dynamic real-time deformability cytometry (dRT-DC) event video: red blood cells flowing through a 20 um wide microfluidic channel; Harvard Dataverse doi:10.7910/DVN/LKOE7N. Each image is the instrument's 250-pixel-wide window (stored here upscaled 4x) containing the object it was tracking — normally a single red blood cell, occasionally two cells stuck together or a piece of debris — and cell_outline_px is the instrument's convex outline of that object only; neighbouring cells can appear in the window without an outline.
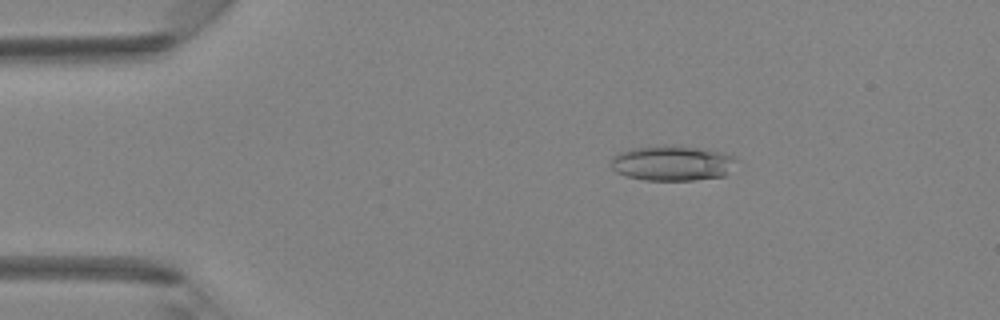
{"species": "Egyptian fruit bat (a non-hibernating species)", "species_latin": "Rousettus aegyptiacus", "temperature_condition": "room temperature", "stored_images_in_passage": 33, "camera_frame_rate_fps": 3000, "um_per_image_px": 0.085, "animal": {"sex": "female"}, "frame": {"image": 1, "passage_image": 4, "time_ms": 1.0, "image_size_px": [1000, 320], "cell_outline_px": [[736, 160], [724, 176], [692, 180], [644, 180], [628, 176], [616, 172], [612, 168], [612, 156], [620, 152], [632, 148], [656, 144], [672, 144], [724, 152], [736, 156]], "centroid_in_image_um": [57.12, 13.84], "position_along_channel_um": 27.9, "area_um2": 25.89}}
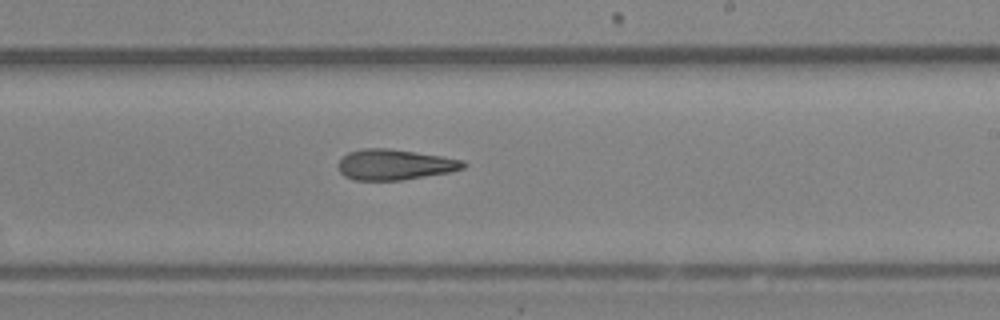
{"frame": {"image": 2, "passage_image": 22, "time_ms": 7.0, "image_size_px": [1000, 320], "cell_outline_px": [[468, 164], [464, 168], [452, 172], [400, 180], [352, 180], [344, 176], [340, 172], [340, 160], [348, 152], [364, 148], [388, 148], [440, 156], [464, 160]], "centroid_in_image_um": [33.58, 13.99], "position_along_channel_um": 255.4, "area_um2": 22.2}}
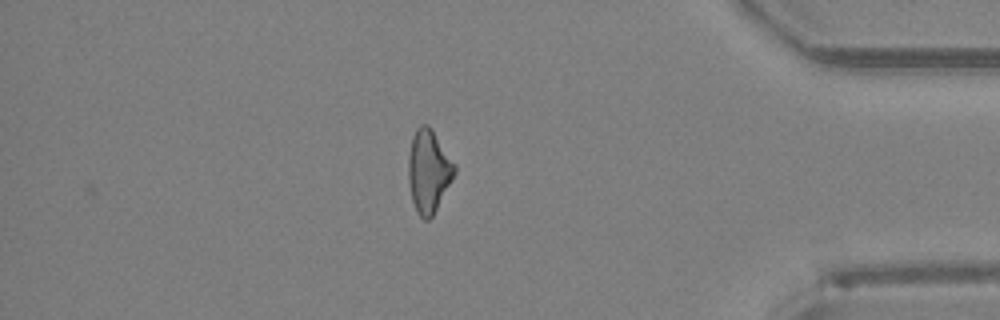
{"frame": {"image": 3, "passage_image": 33, "time_ms": 10.667, "image_size_px": [1000, 320], "cell_outline_px": [[456, 172], [452, 180], [432, 216], [428, 220], [424, 220], [416, 212], [412, 200], [408, 180], [408, 156], [412, 136], [416, 128], [420, 124], [428, 124], [432, 128], [456, 164]], "centroid_in_image_um": [36.43, 14.51], "position_along_channel_um": 398.8, "area_um2": 22.48}}